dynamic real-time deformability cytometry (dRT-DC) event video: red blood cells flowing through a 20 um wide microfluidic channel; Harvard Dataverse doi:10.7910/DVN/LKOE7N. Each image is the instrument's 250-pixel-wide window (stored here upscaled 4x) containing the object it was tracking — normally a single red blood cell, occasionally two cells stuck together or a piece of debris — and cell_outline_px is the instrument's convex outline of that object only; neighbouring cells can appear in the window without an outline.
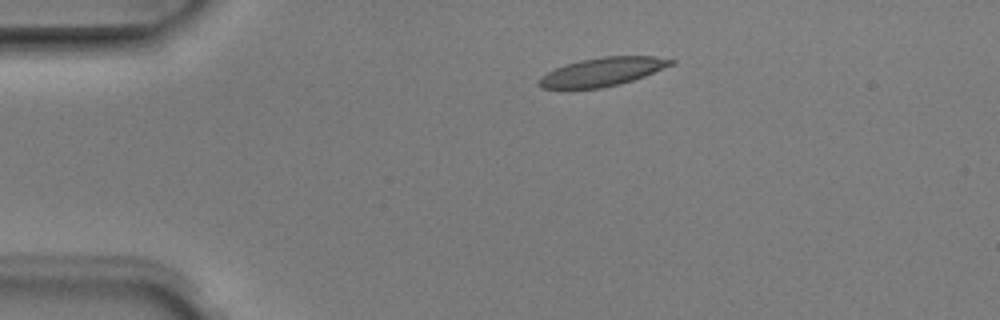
{"species": "Egyptian fruit bat (a non-hibernating species)", "species_latin": "Rousettus aegyptiacus", "temperature_condition": "room temperature", "stored_images_in_passage": 4, "camera_frame_rate_fps": 3000, "um_per_image_px": 0.085, "animal": {"sex": "male"}, "frame": {"image": 1, "passage_image": 3, "time_ms": 0.667, "image_size_px": [1000, 320], "cell_outline_px": [[676, 60], [672, 64], [644, 76], [620, 84], [600, 88], [544, 88], [536, 84], [540, 76], [556, 68], [580, 60], [604, 56], [652, 56]], "centroid_in_image_um": [51.18, 6.1], "position_along_channel_um": 33.8, "area_um2": 21.56}}
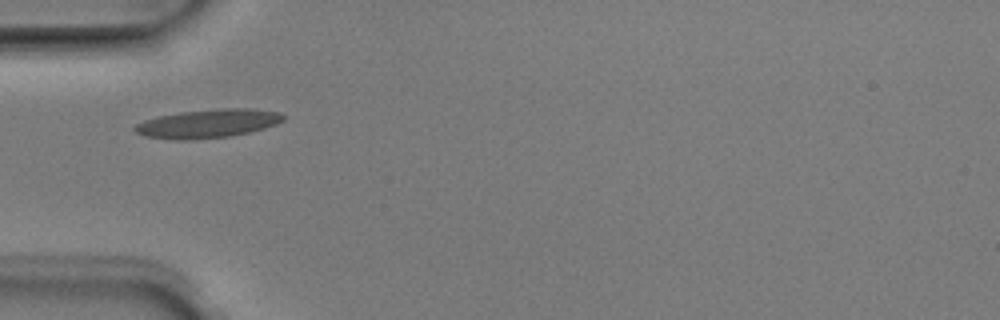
{"frame": {"image": 2, "passage_image": 4, "time_ms": 1.0, "image_size_px": [1000, 320], "cell_outline_px": [[284, 120], [276, 124], [264, 128], [232, 136], [192, 140], [176, 140], [144, 136], [136, 132], [132, 128], [136, 124], [144, 120], [160, 116], [180, 112], [220, 108], [244, 108], [280, 112], [284, 116]], "centroid_in_image_um": [17.65, 10.51], "position_along_channel_um": 67.3, "area_um2": 24.74}}